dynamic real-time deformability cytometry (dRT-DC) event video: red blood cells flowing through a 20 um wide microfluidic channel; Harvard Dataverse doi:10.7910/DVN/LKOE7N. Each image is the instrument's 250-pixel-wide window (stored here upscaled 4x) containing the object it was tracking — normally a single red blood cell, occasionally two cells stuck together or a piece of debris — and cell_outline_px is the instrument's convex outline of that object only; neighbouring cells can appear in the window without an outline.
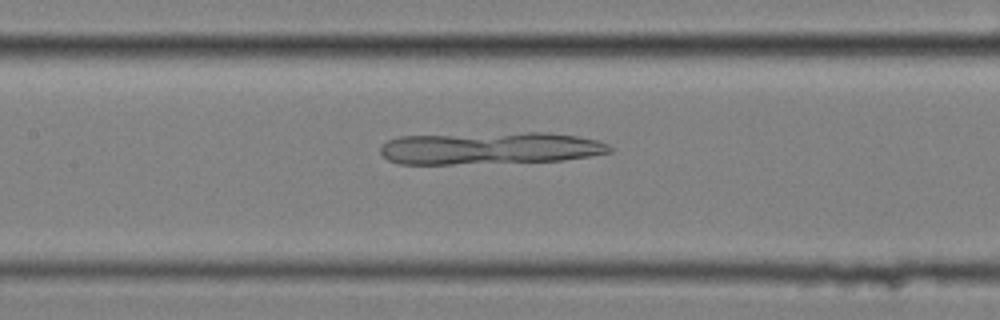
{"species": "common noctule bat (a hibernating species)", "species_latin": "Nyctalus noctula", "temperature_condition": "cold", "stored_images_in_passage": 57, "camera_frame_rate_fps": 3000, "um_per_image_px": 0.085, "animal": {"sex": "female", "body_mass_g": 25.1}, "frame": {"image": 1, "passage_image": 26, "time_ms": 8.333, "image_size_px": [1000, 320], "cell_outline_px": [[612, 152], [592, 156], [560, 160], [452, 164], [400, 164], [388, 160], [380, 152], [380, 144], [388, 140], [400, 136], [528, 132], [548, 132], [576, 136], [596, 140], [608, 144], [612, 148]], "centroid_in_image_um": [41.63, 12.59], "position_along_channel_um": 165.8, "area_um2": 43.12}}
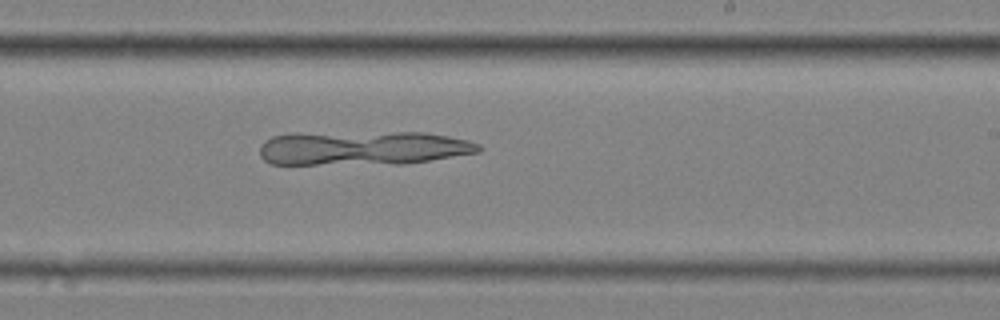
{"frame": {"image": 2, "passage_image": 34, "time_ms": 11.0, "image_size_px": [1000, 320], "cell_outline_px": [[484, 148], [480, 152], [404, 164], [272, 164], [264, 160], [260, 156], [260, 144], [264, 140], [272, 136], [292, 132], [424, 132], [448, 136], [468, 140], [480, 144]], "centroid_in_image_um": [30.81, 12.57], "position_along_channel_um": 258.2, "area_um2": 44.39}}
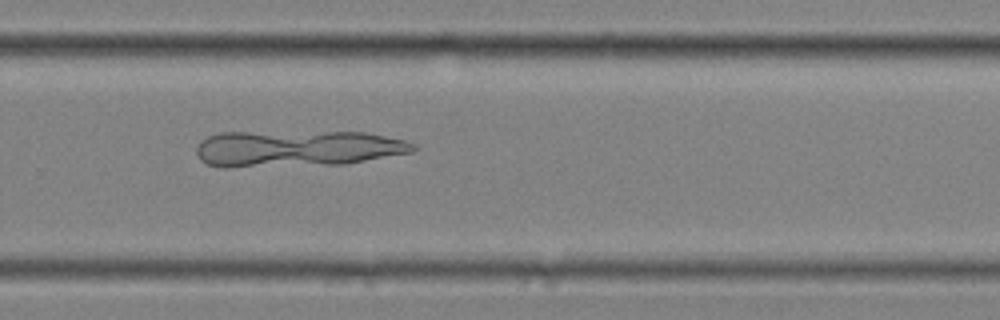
{"frame": {"image": 3, "passage_image": 38, "time_ms": 12.333, "image_size_px": [1000, 320], "cell_outline_px": [[420, 148], [412, 152], [344, 164], [228, 168], [224, 168], [208, 164], [200, 160], [196, 152], [196, 148], [200, 140], [208, 136], [220, 132], [364, 132], [404, 140], [416, 144]], "centroid_in_image_um": [25.22, 12.63], "position_along_channel_um": 304.6, "area_um2": 46.41}}